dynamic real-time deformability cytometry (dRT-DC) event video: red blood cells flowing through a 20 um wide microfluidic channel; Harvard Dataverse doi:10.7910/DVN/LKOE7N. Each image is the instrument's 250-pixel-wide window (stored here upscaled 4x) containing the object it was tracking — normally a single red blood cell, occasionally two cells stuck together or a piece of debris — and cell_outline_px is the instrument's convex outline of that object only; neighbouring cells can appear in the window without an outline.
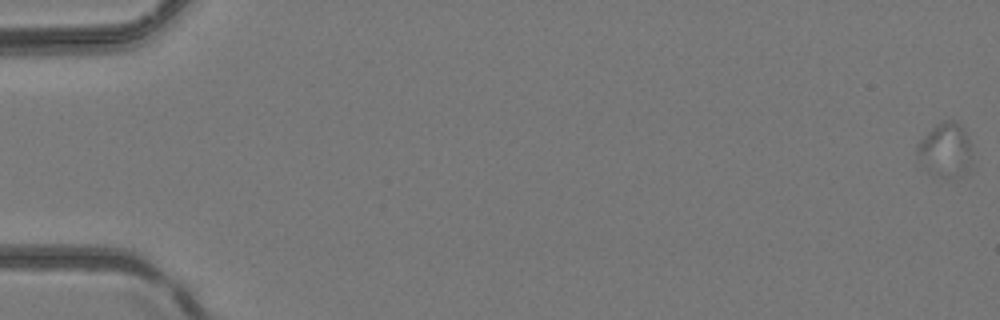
{"species": "common noctule bat (a hibernating species)", "species_latin": "Nyctalus noctula", "temperature_condition": "room temperature", "stored_images_in_passage": 5, "camera_frame_rate_fps": 3000, "um_per_image_px": 0.085, "animal": {"sex": "female", "body_mass_g": 24.6, "forearm_length_mm": 56.2}, "frame": {"image": 1, "passage_image": 1, "time_ms": 0.0, "image_size_px": [1000, 320], "cell_outline_px": [[968, 164], [960, 176], [944, 176], [916, 152], [916, 144], [936, 124], [944, 120], [956, 120], [960, 124], [968, 136]], "centroid_in_image_um": [80.38, 12.58], "position_along_channel_um": 4.6, "area_um2": 15.49}}